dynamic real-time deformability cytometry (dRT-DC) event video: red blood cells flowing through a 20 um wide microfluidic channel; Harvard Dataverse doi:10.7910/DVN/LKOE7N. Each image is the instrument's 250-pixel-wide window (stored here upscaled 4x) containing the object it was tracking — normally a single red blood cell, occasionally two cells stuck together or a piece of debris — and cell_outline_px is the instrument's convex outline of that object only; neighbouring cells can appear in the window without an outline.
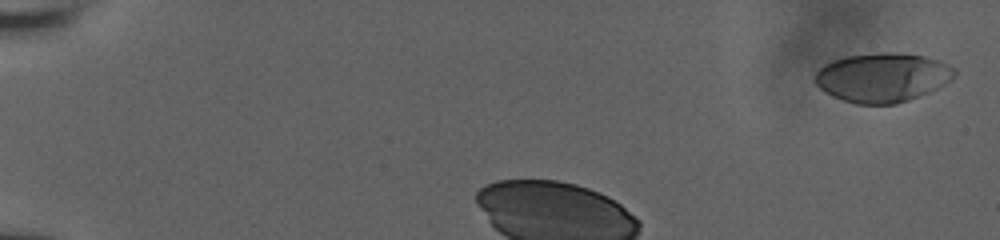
{"species": "human", "species_latin": "Homo sapiens", "temperature_condition": "room temperature", "stored_images_in_passage": 6, "camera_frame_rate_fps": 3000, "um_per_image_px": 0.085, "donor": {"sex": "male"}, "frame": {"image": 1, "passage_image": 1, "time_ms": 0.0, "image_size_px": [1000, 240], "cell_outline_px": [[956, 76], [952, 80], [928, 92], [908, 100], [896, 104], [856, 104], [832, 96], [824, 92], [812, 80], [816, 72], [824, 64], [832, 60], [848, 56], [876, 52], [888, 52], [924, 56], [940, 60], [956, 68]], "centroid_in_image_um": [75.0, 6.58], "position_along_channel_um": 10.0, "area_um2": 40.17}}